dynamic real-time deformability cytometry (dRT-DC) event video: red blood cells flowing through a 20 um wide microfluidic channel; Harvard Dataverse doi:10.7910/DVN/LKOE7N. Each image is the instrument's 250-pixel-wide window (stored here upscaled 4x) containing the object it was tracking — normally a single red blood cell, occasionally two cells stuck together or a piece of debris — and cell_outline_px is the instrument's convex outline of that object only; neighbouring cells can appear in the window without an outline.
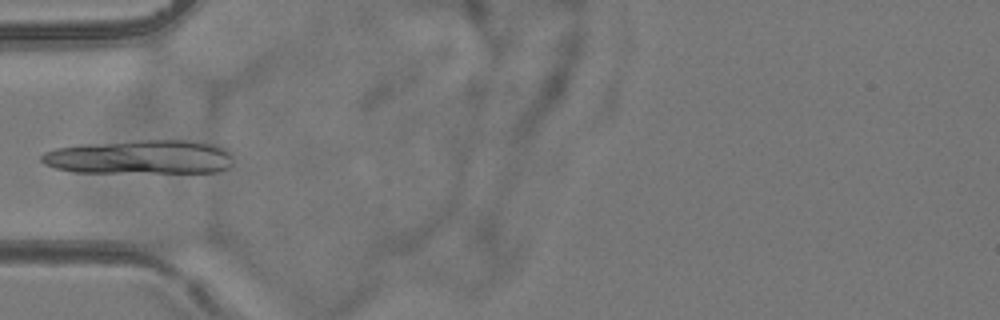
{"species": "common noctule bat (a hibernating species)", "species_latin": "Nyctalus noctula", "temperature_condition": "room temperature", "stored_images_in_passage": 5, "camera_frame_rate_fps": 3000, "um_per_image_px": 0.085, "animal": {"sex": "female", "body_mass_g": 24.6, "forearm_length_mm": 56.2}, "frame": {"image": 1, "passage_image": 4, "time_ms": 5.0, "image_size_px": [1000, 320], "cell_outline_px": [[232, 164], [228, 168], [216, 172], [76, 172], [56, 168], [44, 164], [40, 160], [40, 156], [44, 152], [56, 148], [80, 144], [136, 140], [192, 140], [216, 144], [224, 148], [232, 156]], "centroid_in_image_um": [11.91, 13.34], "position_along_channel_um": 73.1, "area_um2": 38.44}}